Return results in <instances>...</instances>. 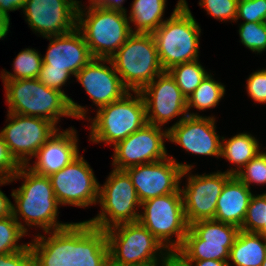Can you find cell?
<instances>
[{
	"label": "cell",
	"instance_id": "6da1fadb",
	"mask_svg": "<svg viewBox=\"0 0 266 266\" xmlns=\"http://www.w3.org/2000/svg\"><path fill=\"white\" fill-rule=\"evenodd\" d=\"M16 179H24L22 185L11 193L15 201L12 215L21 228L27 233L26 225L40 227L49 237L39 233L33 240L55 247L65 256H82L81 226L57 221L60 204L49 176L39 175L27 165H21L19 171L10 178L12 182ZM19 216L25 220V225Z\"/></svg>",
	"mask_w": 266,
	"mask_h": 266
},
{
	"label": "cell",
	"instance_id": "7a4b0ae2",
	"mask_svg": "<svg viewBox=\"0 0 266 266\" xmlns=\"http://www.w3.org/2000/svg\"><path fill=\"white\" fill-rule=\"evenodd\" d=\"M82 256L92 266H125L166 263L173 254L137 221L118 224L103 231Z\"/></svg>",
	"mask_w": 266,
	"mask_h": 266
},
{
	"label": "cell",
	"instance_id": "3957f363",
	"mask_svg": "<svg viewBox=\"0 0 266 266\" xmlns=\"http://www.w3.org/2000/svg\"><path fill=\"white\" fill-rule=\"evenodd\" d=\"M99 214L81 226L82 255L84 250L105 230L118 224L137 222L141 202L136 189L125 170L113 168L106 182L99 185Z\"/></svg>",
	"mask_w": 266,
	"mask_h": 266
},
{
	"label": "cell",
	"instance_id": "277c9868",
	"mask_svg": "<svg viewBox=\"0 0 266 266\" xmlns=\"http://www.w3.org/2000/svg\"><path fill=\"white\" fill-rule=\"evenodd\" d=\"M200 33L201 28L187 1H177L169 19L151 33L164 71L177 64L198 60Z\"/></svg>",
	"mask_w": 266,
	"mask_h": 266
},
{
	"label": "cell",
	"instance_id": "5b68a950",
	"mask_svg": "<svg viewBox=\"0 0 266 266\" xmlns=\"http://www.w3.org/2000/svg\"><path fill=\"white\" fill-rule=\"evenodd\" d=\"M80 4L79 1L76 28L94 59H110L134 32L127 14L99 6H87L85 11Z\"/></svg>",
	"mask_w": 266,
	"mask_h": 266
},
{
	"label": "cell",
	"instance_id": "8992f818",
	"mask_svg": "<svg viewBox=\"0 0 266 266\" xmlns=\"http://www.w3.org/2000/svg\"><path fill=\"white\" fill-rule=\"evenodd\" d=\"M2 82L8 112L44 118L55 125L62 116L74 118L69 99L62 92L46 87L37 78Z\"/></svg>",
	"mask_w": 266,
	"mask_h": 266
},
{
	"label": "cell",
	"instance_id": "52a82bcc",
	"mask_svg": "<svg viewBox=\"0 0 266 266\" xmlns=\"http://www.w3.org/2000/svg\"><path fill=\"white\" fill-rule=\"evenodd\" d=\"M134 94L126 93L121 99L99 108L93 119L89 117V141L114 146L148 123L143 97L139 91Z\"/></svg>",
	"mask_w": 266,
	"mask_h": 266
},
{
	"label": "cell",
	"instance_id": "ba28073f",
	"mask_svg": "<svg viewBox=\"0 0 266 266\" xmlns=\"http://www.w3.org/2000/svg\"><path fill=\"white\" fill-rule=\"evenodd\" d=\"M110 60L132 92L140 91L164 71L151 33L133 32Z\"/></svg>",
	"mask_w": 266,
	"mask_h": 266
},
{
	"label": "cell",
	"instance_id": "9c48e42d",
	"mask_svg": "<svg viewBox=\"0 0 266 266\" xmlns=\"http://www.w3.org/2000/svg\"><path fill=\"white\" fill-rule=\"evenodd\" d=\"M141 207L143 212L138 221L174 254L182 246L189 229L180 189L176 193L148 199L141 203Z\"/></svg>",
	"mask_w": 266,
	"mask_h": 266
},
{
	"label": "cell",
	"instance_id": "30bf717a",
	"mask_svg": "<svg viewBox=\"0 0 266 266\" xmlns=\"http://www.w3.org/2000/svg\"><path fill=\"white\" fill-rule=\"evenodd\" d=\"M240 228L214 219L189 225L182 246L173 254L177 260H221L229 262V252Z\"/></svg>",
	"mask_w": 266,
	"mask_h": 266
},
{
	"label": "cell",
	"instance_id": "8fae6325",
	"mask_svg": "<svg viewBox=\"0 0 266 266\" xmlns=\"http://www.w3.org/2000/svg\"><path fill=\"white\" fill-rule=\"evenodd\" d=\"M7 117L9 123L0 131V134L10 153L20 165L29 164L30 159L59 129L54 123L40 117L11 112H8Z\"/></svg>",
	"mask_w": 266,
	"mask_h": 266
},
{
	"label": "cell",
	"instance_id": "7c38bea8",
	"mask_svg": "<svg viewBox=\"0 0 266 266\" xmlns=\"http://www.w3.org/2000/svg\"><path fill=\"white\" fill-rule=\"evenodd\" d=\"M49 178L60 206L68 204L86 208L98 203L100 184L83 156L79 155Z\"/></svg>",
	"mask_w": 266,
	"mask_h": 266
},
{
	"label": "cell",
	"instance_id": "4fadbf2b",
	"mask_svg": "<svg viewBox=\"0 0 266 266\" xmlns=\"http://www.w3.org/2000/svg\"><path fill=\"white\" fill-rule=\"evenodd\" d=\"M191 169L182 171L187 185L180 187L184 212L187 223L190 225L200 220L215 218L217 200L225 183L233 176L227 172L217 171L210 174L189 175Z\"/></svg>",
	"mask_w": 266,
	"mask_h": 266
},
{
	"label": "cell",
	"instance_id": "5bb4252c",
	"mask_svg": "<svg viewBox=\"0 0 266 266\" xmlns=\"http://www.w3.org/2000/svg\"><path fill=\"white\" fill-rule=\"evenodd\" d=\"M193 169V165L179 163L172 156L164 160L126 168L136 189L140 202L176 193L180 189L183 170Z\"/></svg>",
	"mask_w": 266,
	"mask_h": 266
},
{
	"label": "cell",
	"instance_id": "9a60e30c",
	"mask_svg": "<svg viewBox=\"0 0 266 266\" xmlns=\"http://www.w3.org/2000/svg\"><path fill=\"white\" fill-rule=\"evenodd\" d=\"M168 129L147 123L144 127L116 143L113 167L118 170L164 160L169 155L164 145Z\"/></svg>",
	"mask_w": 266,
	"mask_h": 266
},
{
	"label": "cell",
	"instance_id": "2e32d148",
	"mask_svg": "<svg viewBox=\"0 0 266 266\" xmlns=\"http://www.w3.org/2000/svg\"><path fill=\"white\" fill-rule=\"evenodd\" d=\"M139 92L149 124L162 127L176 116L181 115L180 121L188 116L187 99L168 71H163Z\"/></svg>",
	"mask_w": 266,
	"mask_h": 266
},
{
	"label": "cell",
	"instance_id": "e0dca14e",
	"mask_svg": "<svg viewBox=\"0 0 266 266\" xmlns=\"http://www.w3.org/2000/svg\"><path fill=\"white\" fill-rule=\"evenodd\" d=\"M77 0H26L25 20L46 39L72 32L77 26Z\"/></svg>",
	"mask_w": 266,
	"mask_h": 266
},
{
	"label": "cell",
	"instance_id": "ac0fdd59",
	"mask_svg": "<svg viewBox=\"0 0 266 266\" xmlns=\"http://www.w3.org/2000/svg\"><path fill=\"white\" fill-rule=\"evenodd\" d=\"M215 117L187 116L168 128L170 142L196 155L221 157L220 135L216 133Z\"/></svg>",
	"mask_w": 266,
	"mask_h": 266
},
{
	"label": "cell",
	"instance_id": "d6986e66",
	"mask_svg": "<svg viewBox=\"0 0 266 266\" xmlns=\"http://www.w3.org/2000/svg\"><path fill=\"white\" fill-rule=\"evenodd\" d=\"M75 77L98 109L121 99L129 92L110 59L91 60Z\"/></svg>",
	"mask_w": 266,
	"mask_h": 266
},
{
	"label": "cell",
	"instance_id": "ffe728a7",
	"mask_svg": "<svg viewBox=\"0 0 266 266\" xmlns=\"http://www.w3.org/2000/svg\"><path fill=\"white\" fill-rule=\"evenodd\" d=\"M46 38L50 44L42 60L49 68L67 70L75 76L94 59L83 35L77 28L63 35Z\"/></svg>",
	"mask_w": 266,
	"mask_h": 266
},
{
	"label": "cell",
	"instance_id": "44dd1931",
	"mask_svg": "<svg viewBox=\"0 0 266 266\" xmlns=\"http://www.w3.org/2000/svg\"><path fill=\"white\" fill-rule=\"evenodd\" d=\"M76 133L74 127L61 132L58 129L37 151L34 164H27V167L44 176H50L63 169L80 155Z\"/></svg>",
	"mask_w": 266,
	"mask_h": 266
},
{
	"label": "cell",
	"instance_id": "7402d4cb",
	"mask_svg": "<svg viewBox=\"0 0 266 266\" xmlns=\"http://www.w3.org/2000/svg\"><path fill=\"white\" fill-rule=\"evenodd\" d=\"M252 195L251 189L233 175L217 200L214 220L241 228Z\"/></svg>",
	"mask_w": 266,
	"mask_h": 266
},
{
	"label": "cell",
	"instance_id": "603a6c76",
	"mask_svg": "<svg viewBox=\"0 0 266 266\" xmlns=\"http://www.w3.org/2000/svg\"><path fill=\"white\" fill-rule=\"evenodd\" d=\"M64 257L57 248L32 240L23 250L0 254V266H56Z\"/></svg>",
	"mask_w": 266,
	"mask_h": 266
},
{
	"label": "cell",
	"instance_id": "cb8c5ba5",
	"mask_svg": "<svg viewBox=\"0 0 266 266\" xmlns=\"http://www.w3.org/2000/svg\"><path fill=\"white\" fill-rule=\"evenodd\" d=\"M265 258L266 239L258 233L240 230L229 252L233 266H261Z\"/></svg>",
	"mask_w": 266,
	"mask_h": 266
},
{
	"label": "cell",
	"instance_id": "d4e9b609",
	"mask_svg": "<svg viewBox=\"0 0 266 266\" xmlns=\"http://www.w3.org/2000/svg\"><path fill=\"white\" fill-rule=\"evenodd\" d=\"M221 157L237 166L225 172L235 175L261 150L258 140L251 134L239 133L231 138L221 137Z\"/></svg>",
	"mask_w": 266,
	"mask_h": 266
},
{
	"label": "cell",
	"instance_id": "484cf974",
	"mask_svg": "<svg viewBox=\"0 0 266 266\" xmlns=\"http://www.w3.org/2000/svg\"><path fill=\"white\" fill-rule=\"evenodd\" d=\"M167 0H134L128 16L134 32L152 33L165 20L163 19Z\"/></svg>",
	"mask_w": 266,
	"mask_h": 266
},
{
	"label": "cell",
	"instance_id": "4316f807",
	"mask_svg": "<svg viewBox=\"0 0 266 266\" xmlns=\"http://www.w3.org/2000/svg\"><path fill=\"white\" fill-rule=\"evenodd\" d=\"M225 94V86L221 82L215 81L210 74H208L201 84L194 90L192 95L187 99V113L188 116H200L198 113H189L191 107L198 110H206L215 108Z\"/></svg>",
	"mask_w": 266,
	"mask_h": 266
},
{
	"label": "cell",
	"instance_id": "83f0119b",
	"mask_svg": "<svg viewBox=\"0 0 266 266\" xmlns=\"http://www.w3.org/2000/svg\"><path fill=\"white\" fill-rule=\"evenodd\" d=\"M182 94L188 99L201 81L209 74L199 60L177 64L167 70Z\"/></svg>",
	"mask_w": 266,
	"mask_h": 266
},
{
	"label": "cell",
	"instance_id": "f1b7e54d",
	"mask_svg": "<svg viewBox=\"0 0 266 266\" xmlns=\"http://www.w3.org/2000/svg\"><path fill=\"white\" fill-rule=\"evenodd\" d=\"M13 74L1 71L2 80H21L37 78L42 67V56L34 48H26L19 52L13 61Z\"/></svg>",
	"mask_w": 266,
	"mask_h": 266
},
{
	"label": "cell",
	"instance_id": "f546056e",
	"mask_svg": "<svg viewBox=\"0 0 266 266\" xmlns=\"http://www.w3.org/2000/svg\"><path fill=\"white\" fill-rule=\"evenodd\" d=\"M71 75L72 74L67 70L49 68L47 64L42 63V67L37 79L46 87L62 92L69 99L71 111L74 118H86L88 120V117H86L87 109L74 102L72 98L68 97V95L65 94L64 90H61L62 86L66 84L67 80L71 77Z\"/></svg>",
	"mask_w": 266,
	"mask_h": 266
},
{
	"label": "cell",
	"instance_id": "4dcf8cb0",
	"mask_svg": "<svg viewBox=\"0 0 266 266\" xmlns=\"http://www.w3.org/2000/svg\"><path fill=\"white\" fill-rule=\"evenodd\" d=\"M28 235L13 215L0 218V254L14 253L25 249L30 243L18 244L19 240Z\"/></svg>",
	"mask_w": 266,
	"mask_h": 266
},
{
	"label": "cell",
	"instance_id": "1f68e13d",
	"mask_svg": "<svg viewBox=\"0 0 266 266\" xmlns=\"http://www.w3.org/2000/svg\"><path fill=\"white\" fill-rule=\"evenodd\" d=\"M266 226V193L252 195L240 230L257 233Z\"/></svg>",
	"mask_w": 266,
	"mask_h": 266
},
{
	"label": "cell",
	"instance_id": "d6a6232c",
	"mask_svg": "<svg viewBox=\"0 0 266 266\" xmlns=\"http://www.w3.org/2000/svg\"><path fill=\"white\" fill-rule=\"evenodd\" d=\"M240 42L253 52L266 51V24L264 22H242L239 26Z\"/></svg>",
	"mask_w": 266,
	"mask_h": 266
},
{
	"label": "cell",
	"instance_id": "836d02e7",
	"mask_svg": "<svg viewBox=\"0 0 266 266\" xmlns=\"http://www.w3.org/2000/svg\"><path fill=\"white\" fill-rule=\"evenodd\" d=\"M235 176L248 188L252 183L266 184V151H260Z\"/></svg>",
	"mask_w": 266,
	"mask_h": 266
},
{
	"label": "cell",
	"instance_id": "e575fe53",
	"mask_svg": "<svg viewBox=\"0 0 266 266\" xmlns=\"http://www.w3.org/2000/svg\"><path fill=\"white\" fill-rule=\"evenodd\" d=\"M238 0H200L199 5L217 20L236 22Z\"/></svg>",
	"mask_w": 266,
	"mask_h": 266
},
{
	"label": "cell",
	"instance_id": "d590c367",
	"mask_svg": "<svg viewBox=\"0 0 266 266\" xmlns=\"http://www.w3.org/2000/svg\"><path fill=\"white\" fill-rule=\"evenodd\" d=\"M265 14L266 0H238L236 21L263 22Z\"/></svg>",
	"mask_w": 266,
	"mask_h": 266
},
{
	"label": "cell",
	"instance_id": "8d00e7d4",
	"mask_svg": "<svg viewBox=\"0 0 266 266\" xmlns=\"http://www.w3.org/2000/svg\"><path fill=\"white\" fill-rule=\"evenodd\" d=\"M247 93L255 102L266 104V69L251 73L247 79Z\"/></svg>",
	"mask_w": 266,
	"mask_h": 266
},
{
	"label": "cell",
	"instance_id": "74e56055",
	"mask_svg": "<svg viewBox=\"0 0 266 266\" xmlns=\"http://www.w3.org/2000/svg\"><path fill=\"white\" fill-rule=\"evenodd\" d=\"M20 167L21 165L12 156L0 134V176L12 178L19 171Z\"/></svg>",
	"mask_w": 266,
	"mask_h": 266
},
{
	"label": "cell",
	"instance_id": "f35d334b",
	"mask_svg": "<svg viewBox=\"0 0 266 266\" xmlns=\"http://www.w3.org/2000/svg\"><path fill=\"white\" fill-rule=\"evenodd\" d=\"M12 181L8 177L0 176V185L11 183ZM12 214V202L8 197L0 190V218L9 216Z\"/></svg>",
	"mask_w": 266,
	"mask_h": 266
},
{
	"label": "cell",
	"instance_id": "ab89813d",
	"mask_svg": "<svg viewBox=\"0 0 266 266\" xmlns=\"http://www.w3.org/2000/svg\"><path fill=\"white\" fill-rule=\"evenodd\" d=\"M89 6H99L103 9L120 11L127 14V10L123 7L125 0H88Z\"/></svg>",
	"mask_w": 266,
	"mask_h": 266
},
{
	"label": "cell",
	"instance_id": "60d3db41",
	"mask_svg": "<svg viewBox=\"0 0 266 266\" xmlns=\"http://www.w3.org/2000/svg\"><path fill=\"white\" fill-rule=\"evenodd\" d=\"M26 0H0V9L10 19L9 11L23 9Z\"/></svg>",
	"mask_w": 266,
	"mask_h": 266
},
{
	"label": "cell",
	"instance_id": "b9f144b4",
	"mask_svg": "<svg viewBox=\"0 0 266 266\" xmlns=\"http://www.w3.org/2000/svg\"><path fill=\"white\" fill-rule=\"evenodd\" d=\"M183 266H228V261L221 260H178Z\"/></svg>",
	"mask_w": 266,
	"mask_h": 266
},
{
	"label": "cell",
	"instance_id": "7bdbcfd3",
	"mask_svg": "<svg viewBox=\"0 0 266 266\" xmlns=\"http://www.w3.org/2000/svg\"><path fill=\"white\" fill-rule=\"evenodd\" d=\"M56 266H92L83 256H65Z\"/></svg>",
	"mask_w": 266,
	"mask_h": 266
},
{
	"label": "cell",
	"instance_id": "ee69618b",
	"mask_svg": "<svg viewBox=\"0 0 266 266\" xmlns=\"http://www.w3.org/2000/svg\"><path fill=\"white\" fill-rule=\"evenodd\" d=\"M10 26V19L0 9V40L6 37Z\"/></svg>",
	"mask_w": 266,
	"mask_h": 266
},
{
	"label": "cell",
	"instance_id": "f6af8a7d",
	"mask_svg": "<svg viewBox=\"0 0 266 266\" xmlns=\"http://www.w3.org/2000/svg\"><path fill=\"white\" fill-rule=\"evenodd\" d=\"M164 266H183L177 259L173 256L165 263Z\"/></svg>",
	"mask_w": 266,
	"mask_h": 266
},
{
	"label": "cell",
	"instance_id": "bcb514c9",
	"mask_svg": "<svg viewBox=\"0 0 266 266\" xmlns=\"http://www.w3.org/2000/svg\"><path fill=\"white\" fill-rule=\"evenodd\" d=\"M164 266L165 263H159V262H151V263H142V264H133V265H125V266Z\"/></svg>",
	"mask_w": 266,
	"mask_h": 266
},
{
	"label": "cell",
	"instance_id": "7dc6e473",
	"mask_svg": "<svg viewBox=\"0 0 266 266\" xmlns=\"http://www.w3.org/2000/svg\"><path fill=\"white\" fill-rule=\"evenodd\" d=\"M257 233L266 239V226H263Z\"/></svg>",
	"mask_w": 266,
	"mask_h": 266
},
{
	"label": "cell",
	"instance_id": "c3c4849f",
	"mask_svg": "<svg viewBox=\"0 0 266 266\" xmlns=\"http://www.w3.org/2000/svg\"><path fill=\"white\" fill-rule=\"evenodd\" d=\"M261 266H266V258L264 259V261H263Z\"/></svg>",
	"mask_w": 266,
	"mask_h": 266
},
{
	"label": "cell",
	"instance_id": "681fc988",
	"mask_svg": "<svg viewBox=\"0 0 266 266\" xmlns=\"http://www.w3.org/2000/svg\"><path fill=\"white\" fill-rule=\"evenodd\" d=\"M263 22L266 24V14H265V17L263 19Z\"/></svg>",
	"mask_w": 266,
	"mask_h": 266
}]
</instances>
